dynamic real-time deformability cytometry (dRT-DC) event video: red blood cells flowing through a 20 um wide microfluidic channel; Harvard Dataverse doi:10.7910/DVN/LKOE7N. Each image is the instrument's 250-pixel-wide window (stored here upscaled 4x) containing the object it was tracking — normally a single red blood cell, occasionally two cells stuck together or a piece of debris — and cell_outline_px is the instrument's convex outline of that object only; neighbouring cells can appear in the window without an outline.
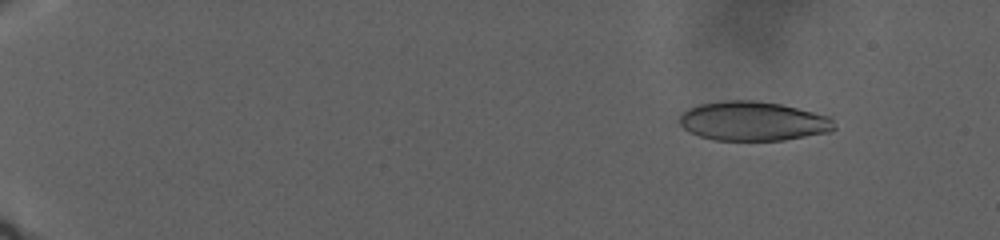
{"species": "human", "species_latin": "Homo sapiens", "temperature_condition": "warm", "stored_images_in_passage": 146, "camera_frame_rate_fps": 3000, "um_per_image_px": 0.085, "donor": {"sex": "male"}, "frame": {"image": 1, "passage_image": 29, "time_ms": 4.667, "image_size_px": [1000, 240], "cell_outline_px": [[836, 128], [828, 132], [784, 140], [712, 140], [700, 136], [684, 128], [680, 124], [680, 116], [688, 108], [700, 104], [724, 100], [756, 100], [780, 104], [832, 116]], "centroid_in_image_um": [64.04, 10.29], "position_along_channel_um": 21.0, "area_um2": 35.43}}
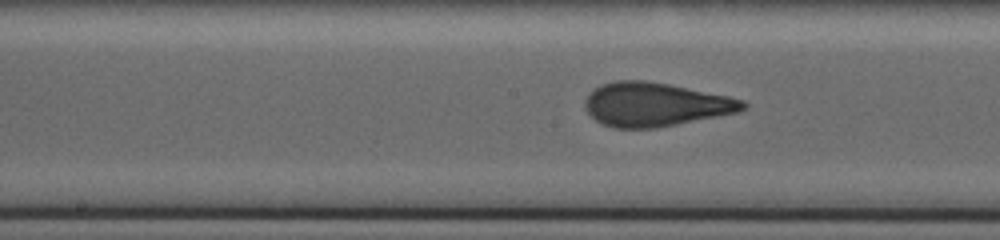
{"frame": {"image": 2, "passage_image": 105, "time_ms": 22.333, "image_size_px": [1000, 240], "cell_outline_px": [[748, 108], [740, 112], [676, 124], [652, 128], [612, 128], [596, 120], [588, 112], [584, 104], [588, 96], [600, 84], [616, 80], [644, 80], [668, 84], [728, 96], [744, 100], [748, 104]], "centroid_in_image_um": [55.73, 8.88], "position_along_channel_um": 192.5, "area_um2": 40.06}}
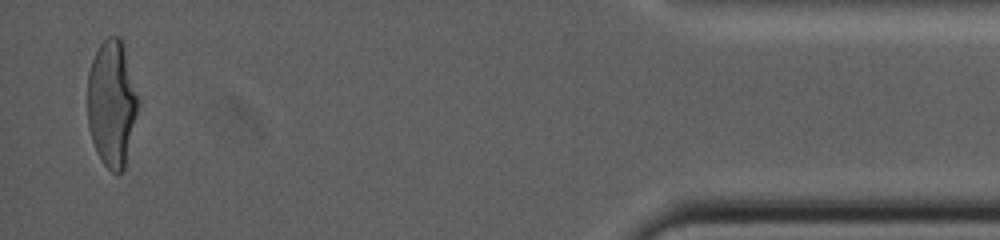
{"frame": {"image": 3, "passage_image": 144, "time_ms": 37.667, "image_size_px": [1000, 240], "cell_outline_px": [[140, 104], [124, 168], [120, 172], [112, 172], [104, 164], [92, 140], [88, 128], [88, 72], [92, 60], [100, 44], [108, 36], [120, 36]], "centroid_in_image_um": [9.5, 8.79], "position_along_channel_um": 425.7, "area_um2": 36.88}}